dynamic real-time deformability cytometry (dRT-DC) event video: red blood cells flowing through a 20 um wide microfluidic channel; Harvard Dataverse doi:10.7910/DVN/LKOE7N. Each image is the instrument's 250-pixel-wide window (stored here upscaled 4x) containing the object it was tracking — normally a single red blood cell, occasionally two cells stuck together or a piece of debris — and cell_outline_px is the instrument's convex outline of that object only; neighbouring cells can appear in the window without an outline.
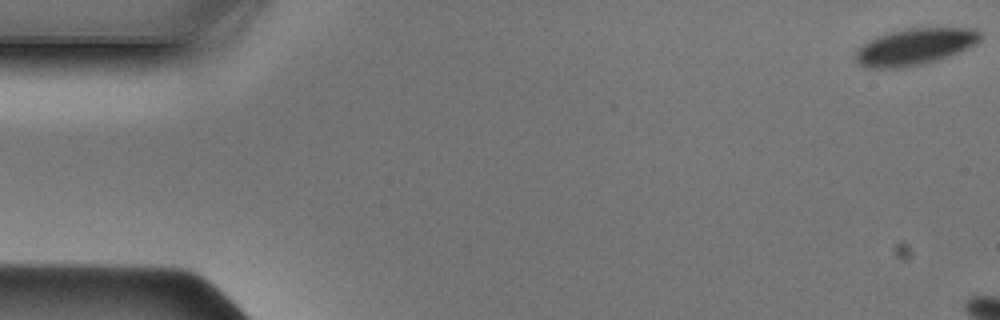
{"species": "Egyptian fruit bat (a non-hibernating species)", "species_latin": "Rousettus aegyptiacus", "temperature_condition": "cold", "stored_images_in_passage": 7, "camera_frame_rate_fps": 3000, "um_per_image_px": 0.085, "animal": {"sex": "male"}, "frame": {"image": 1, "passage_image": 1, "time_ms": 0.0, "image_size_px": [1000, 320], "cell_outline_px": [[980, 40], [976, 44], [968, 48], [948, 56], [936, 60], [920, 64], [896, 68], [868, 68], [860, 64], [856, 60], [856, 52], [868, 40], [876, 36], [888, 32], [904, 28], [976, 28], [980, 32]], "centroid_in_image_um": [77.77, 3.95], "position_along_channel_um": 7.2, "area_um2": 26.36}}